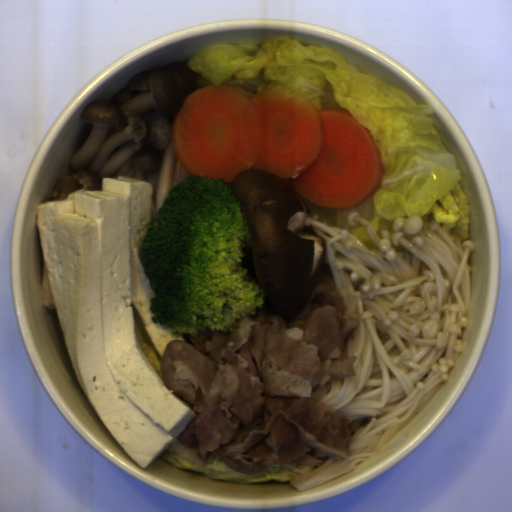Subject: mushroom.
<instances>
[{
    "label": "mushroom",
    "instance_id": "1",
    "mask_svg": "<svg viewBox=\"0 0 512 512\" xmlns=\"http://www.w3.org/2000/svg\"><path fill=\"white\" fill-rule=\"evenodd\" d=\"M229 183L251 233L241 265L264 290L265 314L290 323L320 284L326 261L324 239L304 230L307 205L291 179L251 168Z\"/></svg>",
    "mask_w": 512,
    "mask_h": 512
}]
</instances>
